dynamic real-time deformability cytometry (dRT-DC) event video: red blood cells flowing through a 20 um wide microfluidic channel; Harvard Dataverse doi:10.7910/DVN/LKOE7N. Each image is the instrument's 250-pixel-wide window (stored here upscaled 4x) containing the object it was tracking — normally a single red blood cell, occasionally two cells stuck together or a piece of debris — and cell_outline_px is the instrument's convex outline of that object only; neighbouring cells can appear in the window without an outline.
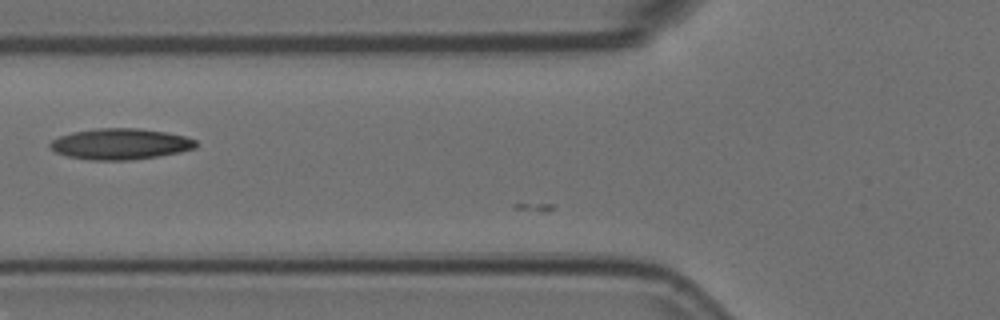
{"species": "Egyptian fruit bat (a non-hibernating species)", "species_latin": "Rousettus aegyptiacus", "temperature_condition": "room temperature", "stored_images_in_passage": 6, "camera_frame_rate_fps": 3000, "um_per_image_px": 0.085, "animal": {"sex": "female"}, "frame": {"image": 1, "passage_image": 5, "time_ms": 1.333, "image_size_px": [1000, 320], "cell_outline_px": [[196, 148], [180, 152], [160, 156], [132, 160], [88, 160], [64, 156], [56, 152], [48, 144], [52, 140], [60, 136], [72, 132], [96, 128], [140, 128], [164, 132], [184, 136], [196, 140]], "centroid_in_image_um": [10.21, 12.24], "position_along_channel_um": 115.6, "area_um2": 26.47}}